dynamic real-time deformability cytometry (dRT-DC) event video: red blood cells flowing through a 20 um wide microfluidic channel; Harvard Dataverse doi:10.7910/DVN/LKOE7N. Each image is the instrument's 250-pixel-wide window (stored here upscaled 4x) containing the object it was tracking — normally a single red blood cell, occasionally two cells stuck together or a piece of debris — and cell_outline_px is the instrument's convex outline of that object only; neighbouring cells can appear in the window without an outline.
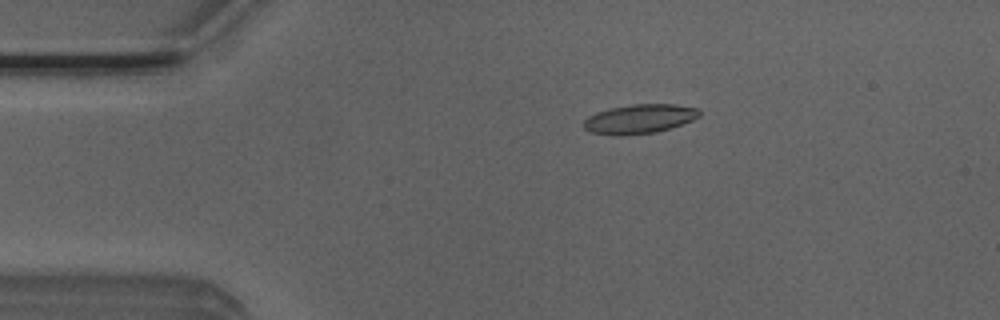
{"species": "Egyptian fruit bat (a non-hibernating species)", "species_latin": "Rousettus aegyptiacus", "temperature_condition": "room temperature", "stored_images_in_passage": 4, "camera_frame_rate_fps": 3000, "um_per_image_px": 0.085, "animal": {"sex": "male"}, "frame": {"image": 1, "passage_image": 2, "time_ms": 0.333, "image_size_px": [1000, 320], "cell_outline_px": [[700, 116], [692, 120], [656, 132], [624, 136], [612, 136], [588, 132], [584, 128], [584, 120], [588, 116], [596, 112], [612, 108], [632, 104], [676, 104], [696, 108], [700, 112]], "centroid_in_image_um": [54.3, 10.12], "position_along_channel_um": 30.7, "area_um2": 19.77}}